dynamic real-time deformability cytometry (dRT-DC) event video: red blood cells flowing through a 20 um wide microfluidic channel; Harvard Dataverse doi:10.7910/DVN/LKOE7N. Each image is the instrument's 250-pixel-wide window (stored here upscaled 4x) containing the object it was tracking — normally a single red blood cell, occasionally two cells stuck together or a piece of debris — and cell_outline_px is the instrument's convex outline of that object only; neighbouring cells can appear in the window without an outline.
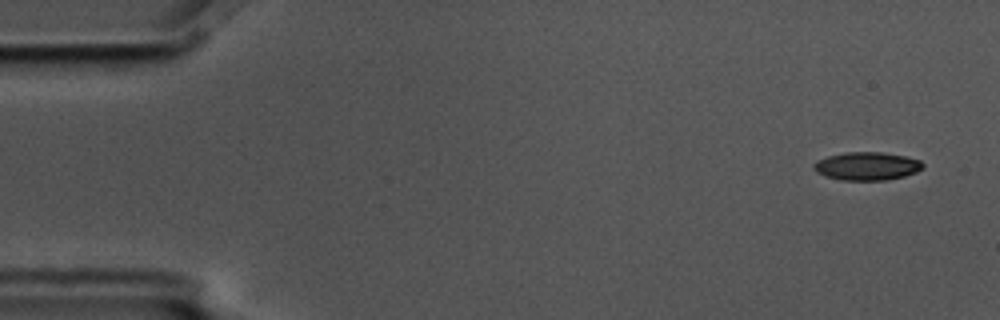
{"species": "common noctule bat (a hibernating species)", "species_latin": "Nyctalus noctula", "temperature_condition": "cold", "stored_images_in_passage": 5, "camera_frame_rate_fps": 3000, "um_per_image_px": 0.085, "animal": {"sex": "male", "body_mass_g": 17.5, "forearm_length_mm": 52.3}, "frame": {"image": 1, "passage_image": 1, "time_ms": 0.0, "image_size_px": [1000, 320], "cell_outline_px": [[924, 168], [916, 172], [904, 176], [884, 180], [840, 180], [824, 176], [816, 172], [812, 168], [812, 164], [816, 160], [828, 156], [844, 152], [880, 152], [904, 156], [920, 160], [924, 164]], "centroid_in_image_um": [73.65, 14.12], "position_along_channel_um": 11.4, "area_um2": 18.03}}
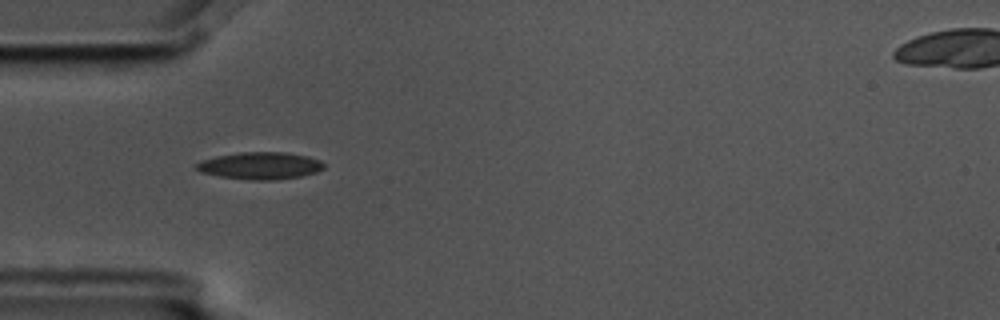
{"frame": {"image": 2, "passage_image": 5, "time_ms": 1.333, "image_size_px": [1000, 320], "cell_outline_px": [[324, 168], [316, 172], [300, 176], [272, 180], [252, 180], [220, 176], [200, 172], [196, 168], [196, 164], [200, 160], [216, 156], [240, 152], [288, 152], [308, 156], [320, 160], [324, 164]], "centroid_in_image_um": [22.11, 14.07], "position_along_channel_um": 62.9, "area_um2": 20.17}}